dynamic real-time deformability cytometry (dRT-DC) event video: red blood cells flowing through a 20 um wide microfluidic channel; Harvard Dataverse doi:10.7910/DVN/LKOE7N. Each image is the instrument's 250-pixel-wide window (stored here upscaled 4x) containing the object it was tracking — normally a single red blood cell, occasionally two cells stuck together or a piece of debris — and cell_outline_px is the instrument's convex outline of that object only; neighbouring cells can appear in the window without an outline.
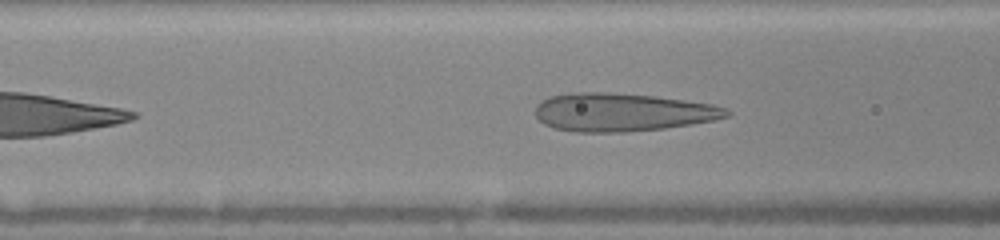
{"species": "human", "species_latin": "Homo sapiens", "temperature_condition": "warm", "stored_images_in_passage": 34, "camera_frame_rate_fps": 3000, "um_per_image_px": 0.085, "donor": {"sex": "female"}, "frame": {"image": 1, "passage_image": 5, "time_ms": 2.0, "image_size_px": [1000, 240], "cell_outline_px": [[732, 112], [728, 116], [712, 120], [664, 128], [624, 132], [576, 132], [552, 128], [544, 124], [536, 116], [536, 104], [552, 96], [576, 92], [608, 92], [652, 96], [684, 100], [712, 104], [728, 108]], "centroid_in_image_um": [52.88, 9.54], "position_along_channel_um": 113.7, "area_um2": 42.31}}
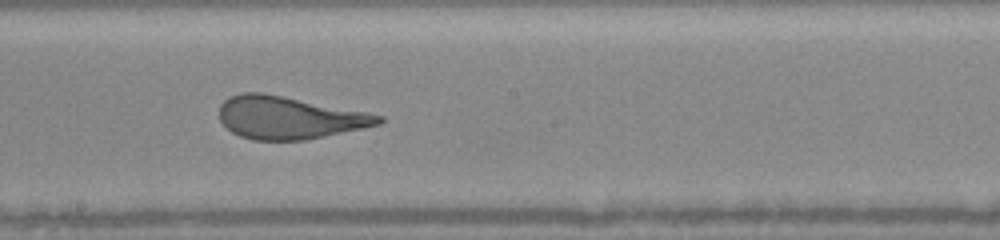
{"frame": {"image": 2, "passage_image": 14, "time_ms": 4.667, "image_size_px": [1000, 240], "cell_outline_px": [[384, 120], [380, 124], [364, 128], [304, 140], [252, 140], [240, 136], [232, 132], [220, 120], [220, 104], [224, 100], [240, 92], [260, 92], [368, 112], [384, 116]], "centroid_in_image_um": [24.58, 10.0], "position_along_channel_um": 223.6, "area_um2": 39.3}}
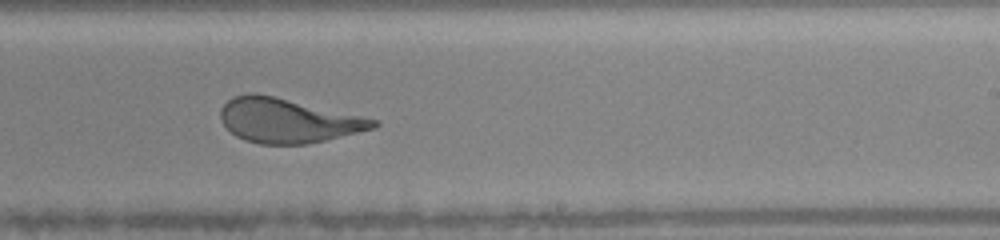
{"frame": {"image": 3, "passage_image": 17, "time_ms": 5.667, "image_size_px": [1000, 240], "cell_outline_px": [[380, 124], [376, 128], [308, 144], [260, 144], [244, 140], [236, 136], [224, 124], [220, 116], [220, 108], [232, 96], [248, 92], [256, 92], [380, 120]], "centroid_in_image_um": [24.46, 10.24], "position_along_channel_um": 264.5, "area_um2": 39.54}}